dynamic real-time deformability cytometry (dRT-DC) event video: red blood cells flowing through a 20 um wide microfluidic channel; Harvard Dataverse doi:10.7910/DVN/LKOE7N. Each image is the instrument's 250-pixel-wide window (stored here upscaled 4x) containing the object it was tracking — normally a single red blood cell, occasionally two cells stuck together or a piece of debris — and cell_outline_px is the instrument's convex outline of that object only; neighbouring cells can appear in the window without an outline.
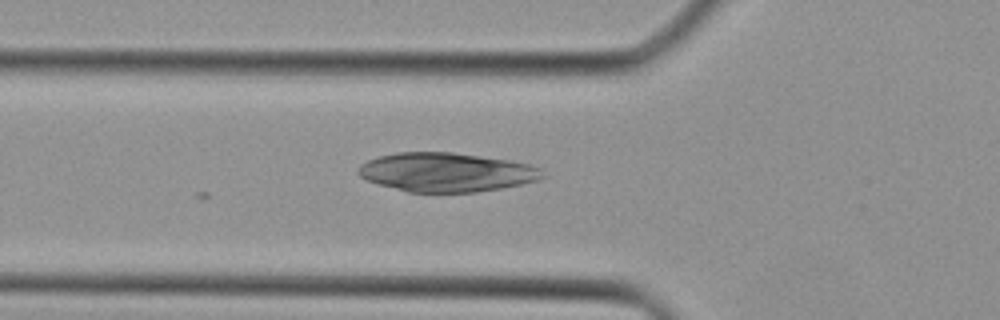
{"species": "Egyptian fruit bat (a non-hibernating species)", "species_latin": "Rousettus aegyptiacus", "temperature_condition": "cold", "stored_images_in_passage": 3, "camera_frame_rate_fps": 3000, "um_per_image_px": 0.085, "animal": {"sex": "female"}, "frame": {"image": 1, "passage_image": 3, "time_ms": 0.667, "image_size_px": [1000, 320], "cell_outline_px": [[544, 176], [536, 180], [520, 184], [500, 188], [476, 192], [408, 192], [376, 184], [360, 176], [356, 172], [360, 164], [368, 160], [380, 156], [396, 152], [452, 152], [512, 160], [528, 164], [540, 168]], "centroid_in_image_um": [37.9, 14.63], "position_along_channel_um": 87.9, "area_um2": 41.85}}